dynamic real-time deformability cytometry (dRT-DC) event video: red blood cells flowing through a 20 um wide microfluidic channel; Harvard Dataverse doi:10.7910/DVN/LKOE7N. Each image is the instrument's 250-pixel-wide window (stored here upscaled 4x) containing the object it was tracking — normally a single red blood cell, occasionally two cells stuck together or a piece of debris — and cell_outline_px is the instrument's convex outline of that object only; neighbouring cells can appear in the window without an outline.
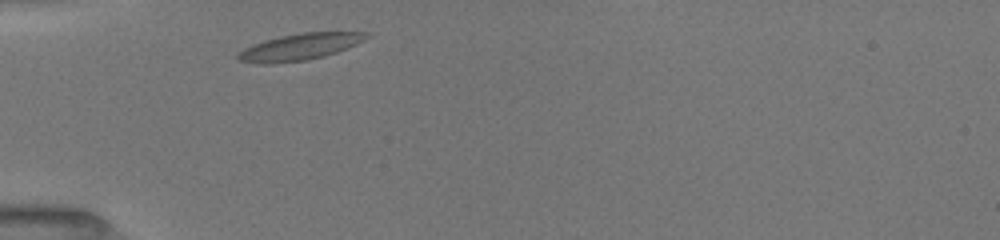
{"species": "common noctule bat (a hibernating species)", "species_latin": "Nyctalus noctula", "temperature_condition": "room temperature", "stored_images_in_passage": 24, "camera_frame_rate_fps": 3000, "um_per_image_px": 0.085, "animal": {"sex": "female", "body_mass_g": 19.5, "forearm_length_mm": 54.1}, "frame": {"image": 1, "passage_image": 1, "time_ms": 0.0, "image_size_px": [1000, 240], "cell_outline_px": [[368, 36], [364, 40], [356, 44], [336, 52], [304, 60], [272, 64], [264, 64], [236, 60], [236, 56], [244, 48], [252, 44], [264, 40], [280, 36], [300, 32], [368, 32]], "centroid_in_image_um": [25.42, 3.98], "position_along_channel_um": 59.6, "area_um2": 19.65}}
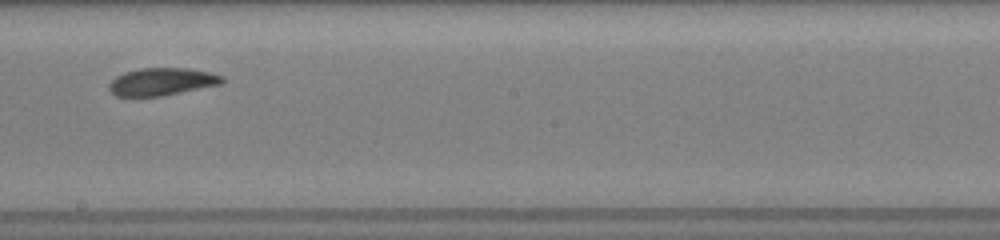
{"frame": {"image": 2, "passage_image": 9, "time_ms": 4.667, "image_size_px": [1000, 240], "cell_outline_px": [[224, 80], [220, 84], [164, 96], [116, 96], [108, 88], [108, 84], [116, 76], [124, 72], [140, 68], [188, 68], [208, 72], [224, 76]], "centroid_in_image_um": [13.74, 6.94], "position_along_channel_um": 234.5, "area_um2": 18.15}}
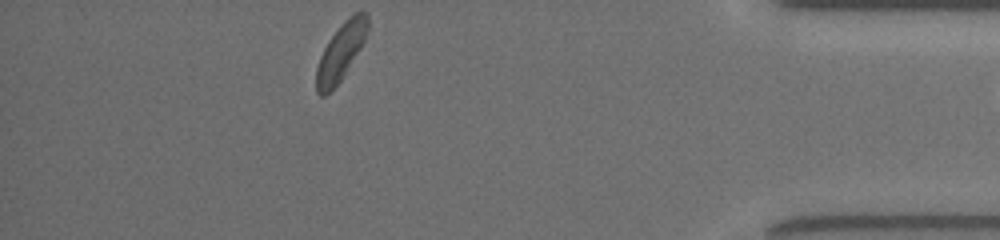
{"frame": {"image": 3, "passage_image": 23, "time_ms": 10.0, "image_size_px": [1000, 240], "cell_outline_px": [[368, 28], [364, 40], [360, 48], [340, 80], [324, 96], [320, 96], [316, 92], [316, 68], [320, 56], [328, 40], [344, 20], [352, 12], [368, 12]], "centroid_in_image_um": [28.96, 4.37], "position_along_channel_um": 406.2, "area_um2": 16.82}}